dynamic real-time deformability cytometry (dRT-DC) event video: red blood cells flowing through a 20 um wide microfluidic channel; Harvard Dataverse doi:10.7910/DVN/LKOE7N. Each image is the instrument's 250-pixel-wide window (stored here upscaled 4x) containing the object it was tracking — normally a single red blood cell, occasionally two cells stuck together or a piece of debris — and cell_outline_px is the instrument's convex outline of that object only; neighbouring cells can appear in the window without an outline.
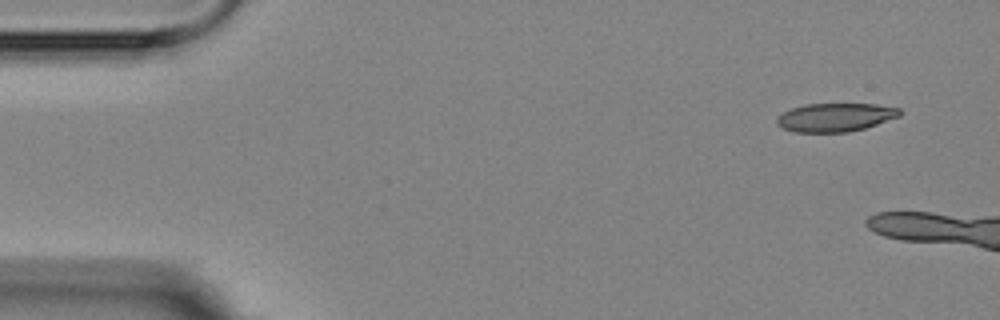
{"species": "Egyptian fruit bat (a non-hibernating species)", "species_latin": "Rousettus aegyptiacus", "temperature_condition": "room temperature", "stored_images_in_passage": 6, "camera_frame_rate_fps": 3000, "um_per_image_px": 0.085, "animal": {"sex": "female"}, "frame": {"image": 1, "passage_image": 1, "time_ms": 0.0, "image_size_px": [1000, 320], "cell_outline_px": [[904, 112], [900, 116], [864, 128], [848, 132], [796, 132], [784, 128], [776, 124], [776, 116], [792, 108], [804, 104], [876, 104], [900, 108]], "centroid_in_image_um": [71.01, 9.96], "position_along_channel_um": 14.0, "area_um2": 20.4}}